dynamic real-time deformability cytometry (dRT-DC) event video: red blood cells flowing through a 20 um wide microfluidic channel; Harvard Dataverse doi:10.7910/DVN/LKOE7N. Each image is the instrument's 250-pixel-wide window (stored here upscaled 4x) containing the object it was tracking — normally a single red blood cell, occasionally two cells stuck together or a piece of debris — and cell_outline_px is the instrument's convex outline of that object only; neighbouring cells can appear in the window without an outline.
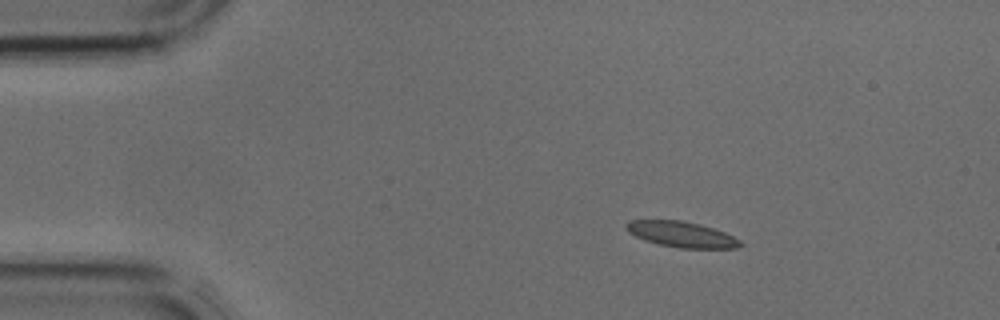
{"species": "common noctule bat (a hibernating species)", "species_latin": "Nyctalus noctula", "temperature_condition": "cold", "stored_images_in_passage": 36, "camera_frame_rate_fps": 3000, "um_per_image_px": 0.085, "animal": {"sex": "male", "body_mass_g": 17.9, "forearm_length_mm": 54.2}, "frame": {"image": 1, "passage_image": 1, "time_ms": 0.0, "image_size_px": [1000, 320], "cell_outline_px": [[744, 244], [736, 248], [680, 248], [660, 244], [644, 240], [628, 232], [624, 224], [628, 220], [680, 220], [700, 224], [724, 232], [740, 240]], "centroid_in_image_um": [57.91, 19.91], "position_along_channel_um": 27.1, "area_um2": 16.99}}
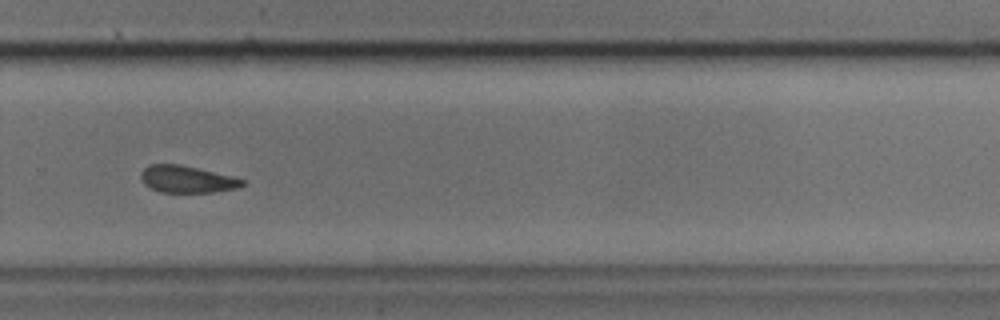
{"frame": {"image": 2, "passage_image": 23, "time_ms": 7.333, "image_size_px": [1000, 320], "cell_outline_px": [[244, 184], [236, 188], [212, 192], [160, 192], [144, 184], [140, 176], [140, 172], [148, 164], [180, 164], [232, 176], [244, 180]], "centroid_in_image_um": [15.85, 15.22], "position_along_channel_um": 314.0, "area_um2": 15.84}}
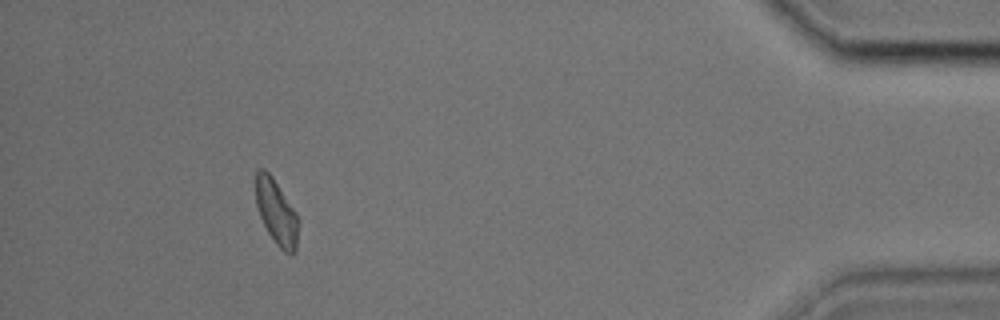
{"frame": {"image": 3, "passage_image": 33, "time_ms": 10.667, "image_size_px": [1000, 320], "cell_outline_px": [[300, 220], [296, 248], [292, 256], [284, 252], [276, 244], [268, 232], [260, 216], [256, 204], [256, 168], [264, 168], [272, 176], [296, 212]], "centroid_in_image_um": [23.52, 18.04], "position_along_channel_um": 411.7, "area_um2": 16.3}}